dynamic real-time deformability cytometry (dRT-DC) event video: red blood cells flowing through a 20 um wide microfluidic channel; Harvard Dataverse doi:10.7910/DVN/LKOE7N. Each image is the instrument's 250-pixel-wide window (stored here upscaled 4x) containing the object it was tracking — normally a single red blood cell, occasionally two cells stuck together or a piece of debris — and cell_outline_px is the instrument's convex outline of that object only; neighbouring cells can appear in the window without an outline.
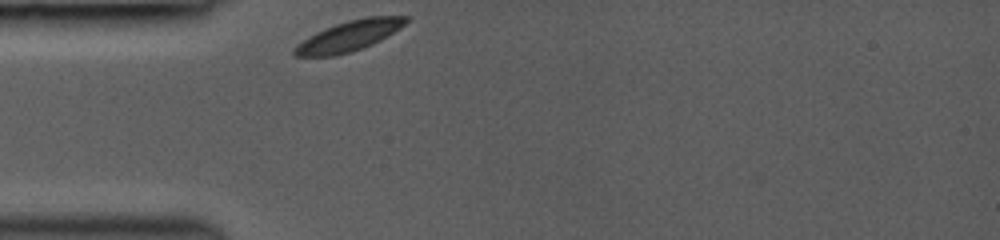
{"species": "common noctule bat (a hibernating species)", "species_latin": "Nyctalus noctula", "temperature_condition": "room temperature", "stored_images_in_passage": 6, "camera_frame_rate_fps": 3000, "um_per_image_px": 0.085, "animal": {"sex": "female", "body_mass_g": 19.0, "forearm_length_mm": 53.3}, "frame": {"image": 1, "passage_image": 1, "time_ms": 0.0, "image_size_px": [1000, 240], "cell_outline_px": [[408, 20], [404, 24], [380, 40], [372, 44], [348, 52], [332, 56], [296, 56], [292, 52], [308, 36], [324, 28], [348, 20], [364, 16], [408, 16]], "centroid_in_image_um": [29.67, 3.03], "position_along_channel_um": 55.3, "area_um2": 19.19}}
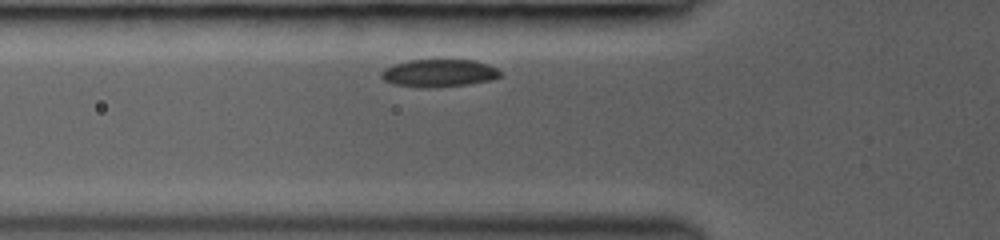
{"frame": {"image": 2, "passage_image": 4, "time_ms": 1.0, "image_size_px": [1000, 240], "cell_outline_px": [[504, 76], [492, 80], [468, 84], [428, 88], [424, 88], [392, 84], [384, 80], [380, 76], [380, 72], [384, 68], [408, 60], [476, 60], [488, 64], [504, 72]], "centroid_in_image_um": [37.36, 6.22], "position_along_channel_um": 88.4, "area_um2": 19.42}}